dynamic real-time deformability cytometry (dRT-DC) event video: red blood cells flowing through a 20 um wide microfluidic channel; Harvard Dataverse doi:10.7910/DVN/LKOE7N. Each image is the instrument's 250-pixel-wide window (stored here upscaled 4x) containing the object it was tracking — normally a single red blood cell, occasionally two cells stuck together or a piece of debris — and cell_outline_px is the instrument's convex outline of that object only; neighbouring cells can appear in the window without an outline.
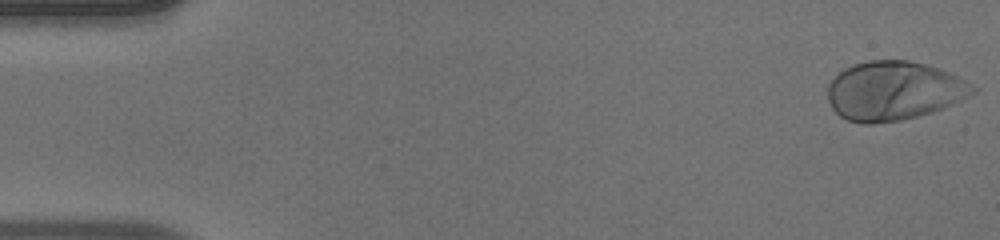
{"species": "human", "species_latin": "Homo sapiens", "temperature_condition": "warm", "stored_images_in_passage": 50, "camera_frame_rate_fps": 3000, "um_per_image_px": 0.085, "donor": {"sex": "male"}, "frame": {"image": 1, "passage_image": 1, "time_ms": 0.0, "image_size_px": [1000, 240], "cell_outline_px": [[976, 92], [944, 108], [932, 112], [900, 120], [872, 124], [864, 124], [848, 120], [840, 116], [832, 108], [828, 100], [828, 84], [844, 68], [852, 64], [868, 60], [908, 60], [924, 64], [948, 72], [964, 80], [976, 88]], "centroid_in_image_um": [75.94, 7.72], "position_along_channel_um": 9.1, "area_um2": 49.59}}
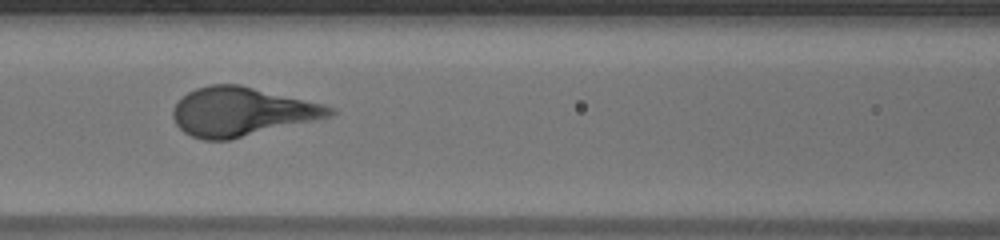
{"frame": {"image": 2, "passage_image": 22, "time_ms": 7.0, "image_size_px": [1000, 240], "cell_outline_px": [[336, 112], [332, 116], [228, 140], [204, 140], [192, 136], [184, 132], [176, 124], [172, 116], [172, 108], [188, 92], [196, 88], [208, 84], [240, 84], [324, 104], [332, 108]], "centroid_in_image_um": [20.52, 9.48], "position_along_channel_um": 146.1, "area_um2": 44.33}}
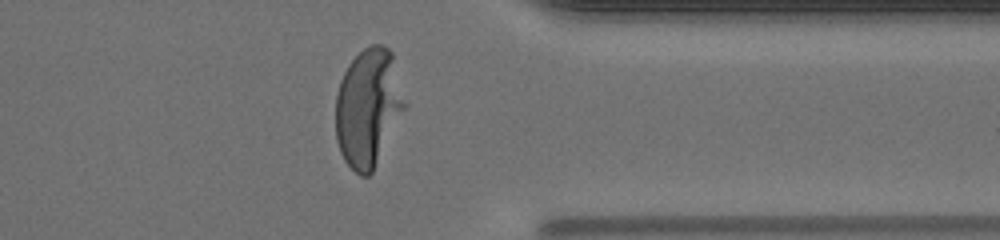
{"frame": {"image": 3, "passage_image": 40, "time_ms": 13.0, "image_size_px": [1000, 240], "cell_outline_px": [[408, 104], [372, 172], [368, 176], [360, 176], [344, 160], [340, 152], [336, 140], [336, 96], [340, 80], [348, 64], [368, 44], [380, 44], [388, 48], [392, 52]], "centroid_in_image_um": [31.32, 9.12], "position_along_channel_um": 380.1, "area_um2": 47.8}}